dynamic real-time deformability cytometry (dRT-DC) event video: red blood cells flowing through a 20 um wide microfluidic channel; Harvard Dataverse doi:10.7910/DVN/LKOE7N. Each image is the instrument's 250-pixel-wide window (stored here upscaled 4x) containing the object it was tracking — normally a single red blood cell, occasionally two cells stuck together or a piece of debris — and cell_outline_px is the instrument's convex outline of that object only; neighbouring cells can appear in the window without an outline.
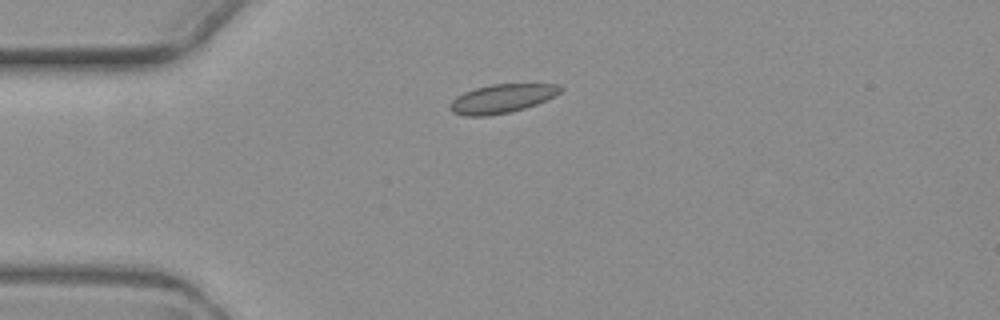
{"species": "common noctule bat (a hibernating species)", "species_latin": "Nyctalus noctula", "temperature_condition": "warm", "stored_images_in_passage": 2, "camera_frame_rate_fps": 3000, "um_per_image_px": 0.085, "animal": {"sex": "female", "body_mass_g": 19.3, "forearm_length_mm": 54.1}, "frame": {"image": 1, "passage_image": 1, "time_ms": 0.0, "image_size_px": [1000, 320], "cell_outline_px": [[564, 88], [560, 92], [536, 104], [512, 112], [488, 116], [464, 116], [452, 112], [448, 108], [448, 104], [456, 96], [464, 92], [476, 88], [492, 84], [556, 84]], "centroid_in_image_um": [42.59, 8.39], "position_along_channel_um": 42.4, "area_um2": 18.5}}